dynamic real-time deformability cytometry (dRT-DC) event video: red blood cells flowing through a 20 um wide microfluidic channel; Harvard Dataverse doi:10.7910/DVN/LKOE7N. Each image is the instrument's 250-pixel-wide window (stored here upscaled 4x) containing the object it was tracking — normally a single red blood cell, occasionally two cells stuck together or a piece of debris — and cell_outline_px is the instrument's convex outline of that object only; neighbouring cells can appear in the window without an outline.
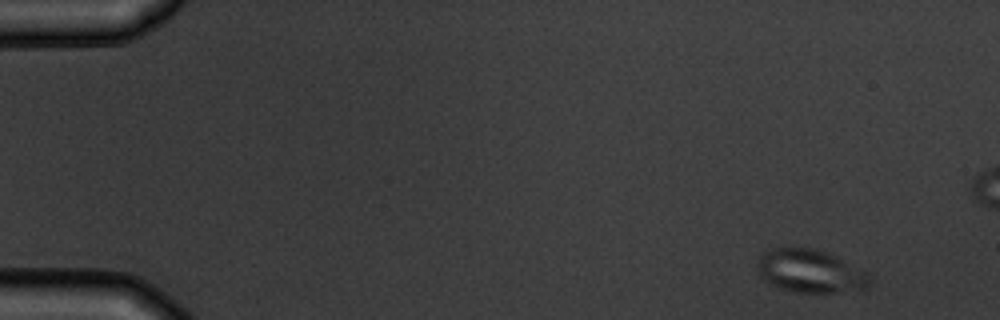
{"species": "common noctule bat (a hibernating species)", "species_latin": "Nyctalus noctula", "temperature_condition": "warm", "stored_images_in_passage": 4, "camera_frame_rate_fps": 3000, "um_per_image_px": 0.085, "animal": {"sex": "male", "body_mass_g": 19.5, "forearm_length_mm": 54.6}, "frame": {"image": 1, "passage_image": 1, "time_ms": 0.0, "image_size_px": [1000, 320], "cell_outline_px": [[872, 276], [868, 288], [840, 292], [792, 292], [780, 288], [764, 280], [756, 272], [756, 264], [764, 248], [812, 248], [828, 252], [868, 272]], "centroid_in_image_um": [68.85, 23.04], "position_along_channel_um": 16.1, "area_um2": 28.67}}